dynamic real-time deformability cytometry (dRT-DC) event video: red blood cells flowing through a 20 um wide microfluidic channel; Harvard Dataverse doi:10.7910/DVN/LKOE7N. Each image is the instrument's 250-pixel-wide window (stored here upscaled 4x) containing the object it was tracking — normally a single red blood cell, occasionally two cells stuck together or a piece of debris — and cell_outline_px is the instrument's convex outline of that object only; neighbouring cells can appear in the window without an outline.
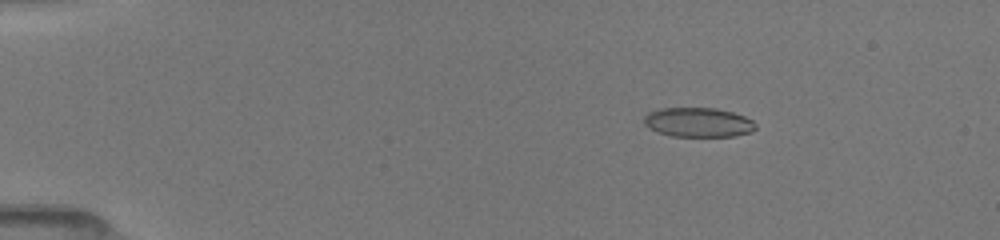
{"species": "common noctule bat (a hibernating species)", "species_latin": "Nyctalus noctula", "temperature_condition": "room temperature", "stored_images_in_passage": 15, "camera_frame_rate_fps": 3000, "um_per_image_px": 0.085, "animal": {"sex": "female", "body_mass_g": 19.5, "forearm_length_mm": 54.1}, "frame": {"image": 1, "passage_image": 5, "time_ms": 2.667, "image_size_px": [1000, 240], "cell_outline_px": [[756, 128], [752, 132], [732, 136], [672, 136], [656, 132], [648, 128], [644, 124], [644, 116], [648, 112], [660, 108], [716, 108], [732, 112], [744, 116], [752, 120], [756, 124]], "centroid_in_image_um": [59.33, 10.4], "position_along_channel_um": 25.7, "area_um2": 19.25}}
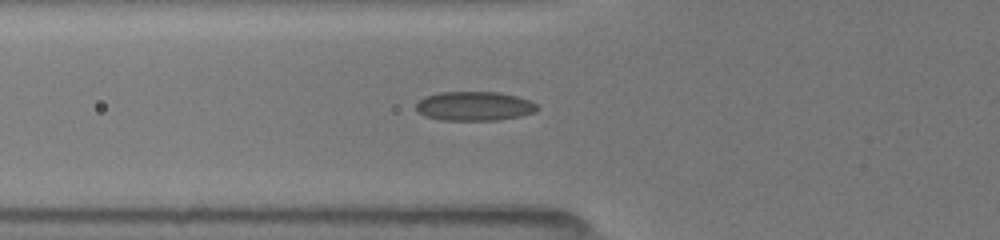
{"frame": {"image": 2, "passage_image": 11, "time_ms": 6.333, "image_size_px": [1000, 240], "cell_outline_px": [[540, 108], [536, 112], [520, 116], [500, 120], [444, 120], [424, 116], [416, 112], [416, 104], [424, 96], [440, 92], [500, 92], [516, 96], [528, 100], [536, 104]], "centroid_in_image_um": [40.31, 9.02], "position_along_channel_um": 85.5, "area_um2": 20.75}}
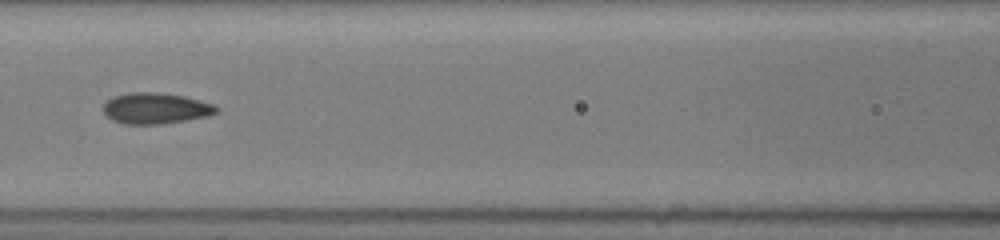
{"frame": {"image": 3, "passage_image": 14, "time_ms": 8.0, "image_size_px": [1000, 240], "cell_outline_px": [[220, 108], [216, 112], [208, 116], [160, 124], [124, 124], [112, 120], [104, 112], [104, 104], [112, 96], [132, 92], [156, 92], [184, 96], [216, 104]], "centroid_in_image_um": [13.25, 9.2], "position_along_channel_um": 153.4, "area_um2": 20.4}}